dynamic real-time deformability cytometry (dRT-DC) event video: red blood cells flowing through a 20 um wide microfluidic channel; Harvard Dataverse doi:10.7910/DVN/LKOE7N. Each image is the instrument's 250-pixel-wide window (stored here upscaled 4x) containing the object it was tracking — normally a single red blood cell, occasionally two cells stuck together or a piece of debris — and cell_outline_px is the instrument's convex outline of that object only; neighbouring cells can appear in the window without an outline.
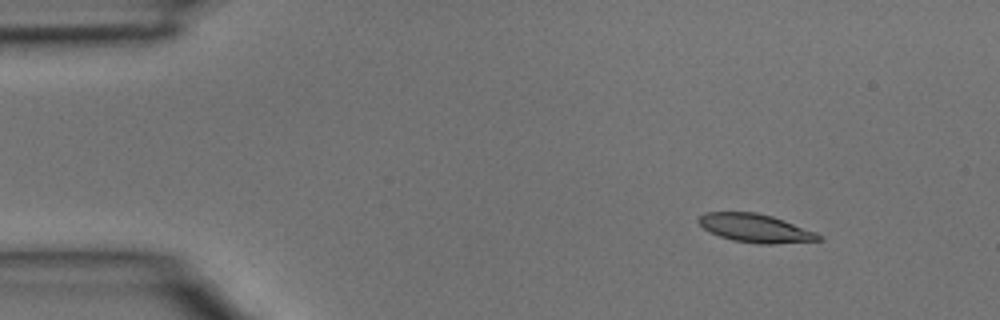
{"species": "common noctule bat (a hibernating species)", "species_latin": "Nyctalus noctula", "temperature_condition": "room temperature", "stored_images_in_passage": 3, "camera_frame_rate_fps": 3000, "um_per_image_px": 0.085, "animal": {"sex": "male", "body_mass_g": 15.6}, "frame": {"image": 1, "passage_image": 1, "time_ms": 0.0, "image_size_px": [1000, 320], "cell_outline_px": [[824, 240], [772, 244], [760, 244], [732, 240], [720, 236], [704, 228], [696, 220], [700, 216], [708, 212], [756, 212], [772, 216], [784, 220], [816, 232], [824, 236]], "centroid_in_image_um": [64.26, 19.4], "position_along_channel_um": 20.7, "area_um2": 19.83}}